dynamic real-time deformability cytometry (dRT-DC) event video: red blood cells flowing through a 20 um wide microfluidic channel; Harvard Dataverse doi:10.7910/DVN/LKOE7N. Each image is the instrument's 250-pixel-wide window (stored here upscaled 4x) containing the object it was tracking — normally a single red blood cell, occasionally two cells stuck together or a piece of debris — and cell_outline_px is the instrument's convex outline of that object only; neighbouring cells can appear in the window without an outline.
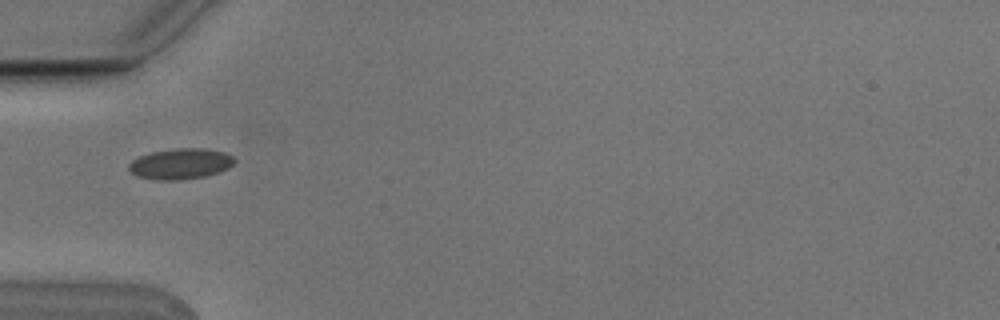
{"species": "Egyptian fruit bat (a non-hibernating species)", "species_latin": "Rousettus aegyptiacus", "temperature_condition": "cold", "stored_images_in_passage": 6, "camera_frame_rate_fps": 3000, "um_per_image_px": 0.085, "animal": {"sex": "male"}, "frame": {"image": 1, "passage_image": 3, "time_ms": 0.667, "image_size_px": [1000, 320], "cell_outline_px": [[236, 160], [228, 168], [204, 176], [180, 180], [156, 180], [136, 176], [128, 168], [128, 164], [132, 160], [140, 156], [152, 152], [176, 148], [200, 148], [224, 152], [232, 156]], "centroid_in_image_um": [15.31, 13.92], "position_along_channel_um": 69.7, "area_um2": 18.73}}
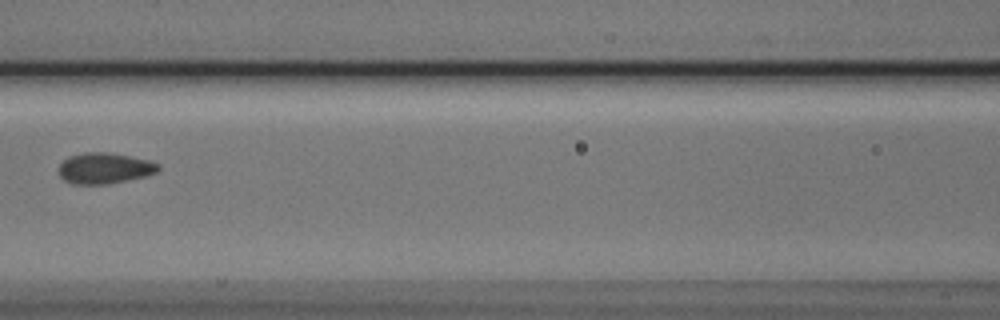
{"frame": {"image": 2, "passage_image": 5, "time_ms": 1.333, "image_size_px": [1000, 320], "cell_outline_px": [[160, 168], [156, 172], [144, 176], [108, 184], [72, 184], [64, 180], [60, 176], [60, 164], [68, 156], [84, 152], [108, 152], [148, 160], [160, 164]], "centroid_in_image_um": [8.87, 14.29], "position_along_channel_um": 157.7, "area_um2": 17.8}}
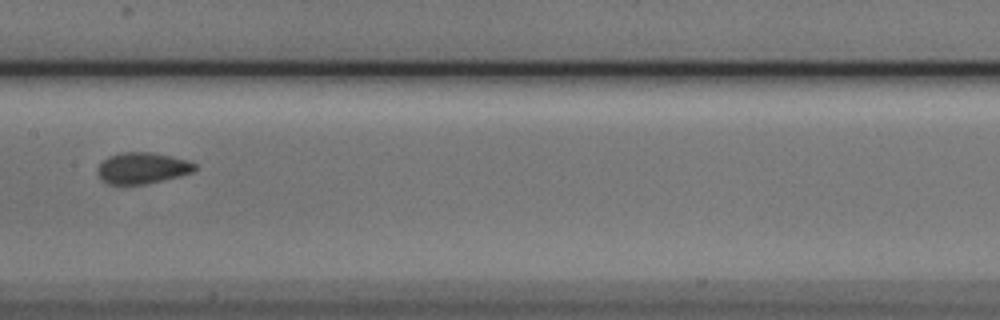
{"frame": {"image": 3, "passage_image": 6, "time_ms": 1.667, "image_size_px": [1000, 320], "cell_outline_px": [[196, 168], [192, 172], [180, 176], [148, 184], [108, 184], [100, 180], [96, 172], [96, 168], [108, 156], [120, 152], [152, 152], [188, 160], [196, 164]], "centroid_in_image_um": [12.06, 14.29], "position_along_channel_um": 195.3, "area_um2": 17.92}}